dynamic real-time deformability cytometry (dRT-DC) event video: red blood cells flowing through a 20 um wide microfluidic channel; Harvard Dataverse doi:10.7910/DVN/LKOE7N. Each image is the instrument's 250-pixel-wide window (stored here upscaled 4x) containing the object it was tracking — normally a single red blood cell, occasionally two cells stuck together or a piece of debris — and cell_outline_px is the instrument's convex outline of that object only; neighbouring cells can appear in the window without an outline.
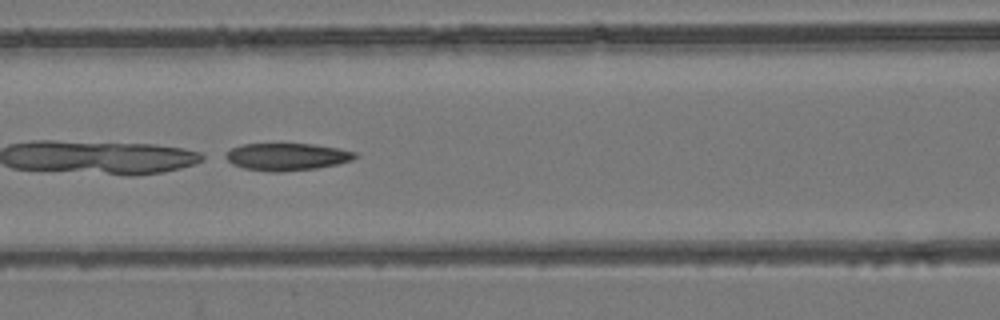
{"species": "common noctule bat (a hibernating species)", "species_latin": "Nyctalus noctula", "temperature_condition": "room temperature", "stored_images_in_passage": 7, "camera_frame_rate_fps": 3000, "um_per_image_px": 0.085, "animal": {"sex": "female", "body_mass_g": 24.6, "forearm_length_mm": 56.2}, "frame": {"image": 1, "passage_image": 6, "time_ms": 6.667, "image_size_px": [1000, 320], "cell_outline_px": [[360, 156], [352, 160], [336, 164], [316, 168], [280, 172], [272, 172], [244, 168], [232, 164], [220, 156], [232, 148], [240, 144], [312, 144], [336, 148], [356, 152]], "centroid_in_image_um": [24.33, 13.32], "position_along_channel_um": 142.3, "area_um2": 20.69}}